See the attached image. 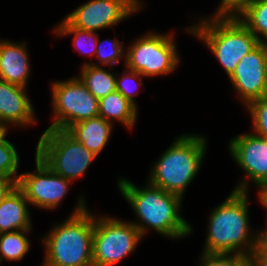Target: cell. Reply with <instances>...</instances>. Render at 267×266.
Returning a JSON list of instances; mask_svg holds the SVG:
<instances>
[{
    "label": "cell",
    "mask_w": 267,
    "mask_h": 266,
    "mask_svg": "<svg viewBox=\"0 0 267 266\" xmlns=\"http://www.w3.org/2000/svg\"><path fill=\"white\" fill-rule=\"evenodd\" d=\"M203 253L201 266H234L243 256L239 254Z\"/></svg>",
    "instance_id": "obj_27"
},
{
    "label": "cell",
    "mask_w": 267,
    "mask_h": 266,
    "mask_svg": "<svg viewBox=\"0 0 267 266\" xmlns=\"http://www.w3.org/2000/svg\"><path fill=\"white\" fill-rule=\"evenodd\" d=\"M260 41L267 44V0H244L231 11ZM261 34L264 38H261Z\"/></svg>",
    "instance_id": "obj_18"
},
{
    "label": "cell",
    "mask_w": 267,
    "mask_h": 266,
    "mask_svg": "<svg viewBox=\"0 0 267 266\" xmlns=\"http://www.w3.org/2000/svg\"><path fill=\"white\" fill-rule=\"evenodd\" d=\"M6 132L0 130V175L12 177L18 183L20 175L14 174L19 165V156L13 144L5 139Z\"/></svg>",
    "instance_id": "obj_23"
},
{
    "label": "cell",
    "mask_w": 267,
    "mask_h": 266,
    "mask_svg": "<svg viewBox=\"0 0 267 266\" xmlns=\"http://www.w3.org/2000/svg\"><path fill=\"white\" fill-rule=\"evenodd\" d=\"M251 256L255 260L257 266H267V245L260 238Z\"/></svg>",
    "instance_id": "obj_28"
},
{
    "label": "cell",
    "mask_w": 267,
    "mask_h": 266,
    "mask_svg": "<svg viewBox=\"0 0 267 266\" xmlns=\"http://www.w3.org/2000/svg\"><path fill=\"white\" fill-rule=\"evenodd\" d=\"M190 27V31L204 41L228 77L235 71L238 62L256 48L260 41L232 12L215 13L212 20L202 19Z\"/></svg>",
    "instance_id": "obj_4"
},
{
    "label": "cell",
    "mask_w": 267,
    "mask_h": 266,
    "mask_svg": "<svg viewBox=\"0 0 267 266\" xmlns=\"http://www.w3.org/2000/svg\"><path fill=\"white\" fill-rule=\"evenodd\" d=\"M229 79L246 106L267 95V44L260 43L241 58Z\"/></svg>",
    "instance_id": "obj_12"
},
{
    "label": "cell",
    "mask_w": 267,
    "mask_h": 266,
    "mask_svg": "<svg viewBox=\"0 0 267 266\" xmlns=\"http://www.w3.org/2000/svg\"><path fill=\"white\" fill-rule=\"evenodd\" d=\"M29 72L25 43L0 41V80L26 87Z\"/></svg>",
    "instance_id": "obj_15"
},
{
    "label": "cell",
    "mask_w": 267,
    "mask_h": 266,
    "mask_svg": "<svg viewBox=\"0 0 267 266\" xmlns=\"http://www.w3.org/2000/svg\"><path fill=\"white\" fill-rule=\"evenodd\" d=\"M54 122L48 129L67 131L73 124L99 116V100L79 78L52 84Z\"/></svg>",
    "instance_id": "obj_8"
},
{
    "label": "cell",
    "mask_w": 267,
    "mask_h": 266,
    "mask_svg": "<svg viewBox=\"0 0 267 266\" xmlns=\"http://www.w3.org/2000/svg\"><path fill=\"white\" fill-rule=\"evenodd\" d=\"M58 35H69L73 34V45L80 51V53L89 55H96V46L98 39V34L95 32H90L87 30L78 29L73 27L66 19L58 25L54 30ZM91 46V48H90ZM89 49V50H86ZM89 51V52H88Z\"/></svg>",
    "instance_id": "obj_22"
},
{
    "label": "cell",
    "mask_w": 267,
    "mask_h": 266,
    "mask_svg": "<svg viewBox=\"0 0 267 266\" xmlns=\"http://www.w3.org/2000/svg\"><path fill=\"white\" fill-rule=\"evenodd\" d=\"M29 231L17 230L0 233V262L4 258L9 261L23 259L30 248L29 240L24 235Z\"/></svg>",
    "instance_id": "obj_21"
},
{
    "label": "cell",
    "mask_w": 267,
    "mask_h": 266,
    "mask_svg": "<svg viewBox=\"0 0 267 266\" xmlns=\"http://www.w3.org/2000/svg\"><path fill=\"white\" fill-rule=\"evenodd\" d=\"M25 87L0 80V130L10 124L28 125L35 122L34 110Z\"/></svg>",
    "instance_id": "obj_14"
},
{
    "label": "cell",
    "mask_w": 267,
    "mask_h": 266,
    "mask_svg": "<svg viewBox=\"0 0 267 266\" xmlns=\"http://www.w3.org/2000/svg\"><path fill=\"white\" fill-rule=\"evenodd\" d=\"M247 107L252 116L255 134L267 138V95L251 101Z\"/></svg>",
    "instance_id": "obj_24"
},
{
    "label": "cell",
    "mask_w": 267,
    "mask_h": 266,
    "mask_svg": "<svg viewBox=\"0 0 267 266\" xmlns=\"http://www.w3.org/2000/svg\"><path fill=\"white\" fill-rule=\"evenodd\" d=\"M234 266H257L252 256H243Z\"/></svg>",
    "instance_id": "obj_32"
},
{
    "label": "cell",
    "mask_w": 267,
    "mask_h": 266,
    "mask_svg": "<svg viewBox=\"0 0 267 266\" xmlns=\"http://www.w3.org/2000/svg\"><path fill=\"white\" fill-rule=\"evenodd\" d=\"M230 154L255 185L267 183V138L243 134L230 142Z\"/></svg>",
    "instance_id": "obj_13"
},
{
    "label": "cell",
    "mask_w": 267,
    "mask_h": 266,
    "mask_svg": "<svg viewBox=\"0 0 267 266\" xmlns=\"http://www.w3.org/2000/svg\"><path fill=\"white\" fill-rule=\"evenodd\" d=\"M99 116L109 123L117 119L128 128H132L137 119V108L120 92L115 91L99 100Z\"/></svg>",
    "instance_id": "obj_19"
},
{
    "label": "cell",
    "mask_w": 267,
    "mask_h": 266,
    "mask_svg": "<svg viewBox=\"0 0 267 266\" xmlns=\"http://www.w3.org/2000/svg\"><path fill=\"white\" fill-rule=\"evenodd\" d=\"M259 238L267 245V228L263 232L260 231Z\"/></svg>",
    "instance_id": "obj_33"
},
{
    "label": "cell",
    "mask_w": 267,
    "mask_h": 266,
    "mask_svg": "<svg viewBox=\"0 0 267 266\" xmlns=\"http://www.w3.org/2000/svg\"><path fill=\"white\" fill-rule=\"evenodd\" d=\"M127 70H128V73L126 75L123 74L121 79L116 78V91L120 92L130 103H132L137 108L135 104L134 96H133V95H136L135 93L136 91H133L132 90L133 88L130 86L132 82H135L136 85L140 86L142 84V82L140 81L142 80L141 76L143 75L140 72L131 70L129 68H127ZM137 80H138V83L136 82Z\"/></svg>",
    "instance_id": "obj_26"
},
{
    "label": "cell",
    "mask_w": 267,
    "mask_h": 266,
    "mask_svg": "<svg viewBox=\"0 0 267 266\" xmlns=\"http://www.w3.org/2000/svg\"><path fill=\"white\" fill-rule=\"evenodd\" d=\"M243 1L244 0H222L218 11L219 12H231L234 8H236Z\"/></svg>",
    "instance_id": "obj_30"
},
{
    "label": "cell",
    "mask_w": 267,
    "mask_h": 266,
    "mask_svg": "<svg viewBox=\"0 0 267 266\" xmlns=\"http://www.w3.org/2000/svg\"><path fill=\"white\" fill-rule=\"evenodd\" d=\"M247 180L241 182L228 198L210 215L208 236L203 253H225L250 256L259 233L250 236ZM250 237V238H249ZM244 247V248H243Z\"/></svg>",
    "instance_id": "obj_1"
},
{
    "label": "cell",
    "mask_w": 267,
    "mask_h": 266,
    "mask_svg": "<svg viewBox=\"0 0 267 266\" xmlns=\"http://www.w3.org/2000/svg\"><path fill=\"white\" fill-rule=\"evenodd\" d=\"M35 156L68 180L82 177L97 157L67 131L59 129H46L37 143Z\"/></svg>",
    "instance_id": "obj_6"
},
{
    "label": "cell",
    "mask_w": 267,
    "mask_h": 266,
    "mask_svg": "<svg viewBox=\"0 0 267 266\" xmlns=\"http://www.w3.org/2000/svg\"><path fill=\"white\" fill-rule=\"evenodd\" d=\"M112 123L96 116L73 124L67 132L88 150L98 156L108 142Z\"/></svg>",
    "instance_id": "obj_17"
},
{
    "label": "cell",
    "mask_w": 267,
    "mask_h": 266,
    "mask_svg": "<svg viewBox=\"0 0 267 266\" xmlns=\"http://www.w3.org/2000/svg\"><path fill=\"white\" fill-rule=\"evenodd\" d=\"M259 187V199L261 204L267 209V183H263L257 186Z\"/></svg>",
    "instance_id": "obj_31"
},
{
    "label": "cell",
    "mask_w": 267,
    "mask_h": 266,
    "mask_svg": "<svg viewBox=\"0 0 267 266\" xmlns=\"http://www.w3.org/2000/svg\"><path fill=\"white\" fill-rule=\"evenodd\" d=\"M109 41V43L111 44V50L106 52L104 47V44H106V42ZM96 46V56L97 58L100 60L99 62L103 65L105 64H116L119 62V58L121 59L123 57V48H122V43L119 44V41H113V40H104L102 41L100 44L99 42H97Z\"/></svg>",
    "instance_id": "obj_25"
},
{
    "label": "cell",
    "mask_w": 267,
    "mask_h": 266,
    "mask_svg": "<svg viewBox=\"0 0 267 266\" xmlns=\"http://www.w3.org/2000/svg\"><path fill=\"white\" fill-rule=\"evenodd\" d=\"M142 238L133 223L94 217L93 266H113L134 251Z\"/></svg>",
    "instance_id": "obj_7"
},
{
    "label": "cell",
    "mask_w": 267,
    "mask_h": 266,
    "mask_svg": "<svg viewBox=\"0 0 267 266\" xmlns=\"http://www.w3.org/2000/svg\"><path fill=\"white\" fill-rule=\"evenodd\" d=\"M205 151V138L191 134L180 136L153 167L149 184L183 197L201 167Z\"/></svg>",
    "instance_id": "obj_5"
},
{
    "label": "cell",
    "mask_w": 267,
    "mask_h": 266,
    "mask_svg": "<svg viewBox=\"0 0 267 266\" xmlns=\"http://www.w3.org/2000/svg\"><path fill=\"white\" fill-rule=\"evenodd\" d=\"M27 203L29 201L18 186L0 201V233L30 230Z\"/></svg>",
    "instance_id": "obj_16"
},
{
    "label": "cell",
    "mask_w": 267,
    "mask_h": 266,
    "mask_svg": "<svg viewBox=\"0 0 267 266\" xmlns=\"http://www.w3.org/2000/svg\"><path fill=\"white\" fill-rule=\"evenodd\" d=\"M80 198L75 211L44 237L43 266H93L94 216Z\"/></svg>",
    "instance_id": "obj_3"
},
{
    "label": "cell",
    "mask_w": 267,
    "mask_h": 266,
    "mask_svg": "<svg viewBox=\"0 0 267 266\" xmlns=\"http://www.w3.org/2000/svg\"><path fill=\"white\" fill-rule=\"evenodd\" d=\"M82 67L79 79L98 100L116 91L117 77L112 73L97 64L85 63Z\"/></svg>",
    "instance_id": "obj_20"
},
{
    "label": "cell",
    "mask_w": 267,
    "mask_h": 266,
    "mask_svg": "<svg viewBox=\"0 0 267 266\" xmlns=\"http://www.w3.org/2000/svg\"><path fill=\"white\" fill-rule=\"evenodd\" d=\"M176 45L171 35L152 32L137 39L125 54L126 68L144 76L169 74L179 63Z\"/></svg>",
    "instance_id": "obj_9"
},
{
    "label": "cell",
    "mask_w": 267,
    "mask_h": 266,
    "mask_svg": "<svg viewBox=\"0 0 267 266\" xmlns=\"http://www.w3.org/2000/svg\"><path fill=\"white\" fill-rule=\"evenodd\" d=\"M17 187V182L12 177L0 175V201Z\"/></svg>",
    "instance_id": "obj_29"
},
{
    "label": "cell",
    "mask_w": 267,
    "mask_h": 266,
    "mask_svg": "<svg viewBox=\"0 0 267 266\" xmlns=\"http://www.w3.org/2000/svg\"><path fill=\"white\" fill-rule=\"evenodd\" d=\"M147 185L140 189L127 179L122 178L118 182L122 195L143 222V224L133 223L141 236L147 232V226L171 238L189 235L192 227L179 214L182 197L151 184Z\"/></svg>",
    "instance_id": "obj_2"
},
{
    "label": "cell",
    "mask_w": 267,
    "mask_h": 266,
    "mask_svg": "<svg viewBox=\"0 0 267 266\" xmlns=\"http://www.w3.org/2000/svg\"><path fill=\"white\" fill-rule=\"evenodd\" d=\"M35 158L37 173L20 174L17 186L30 204L45 209L55 208L67 194L71 180L57 175L38 156Z\"/></svg>",
    "instance_id": "obj_11"
},
{
    "label": "cell",
    "mask_w": 267,
    "mask_h": 266,
    "mask_svg": "<svg viewBox=\"0 0 267 266\" xmlns=\"http://www.w3.org/2000/svg\"><path fill=\"white\" fill-rule=\"evenodd\" d=\"M139 0H91L65 19L78 29L95 32L119 23L140 9Z\"/></svg>",
    "instance_id": "obj_10"
}]
</instances>
